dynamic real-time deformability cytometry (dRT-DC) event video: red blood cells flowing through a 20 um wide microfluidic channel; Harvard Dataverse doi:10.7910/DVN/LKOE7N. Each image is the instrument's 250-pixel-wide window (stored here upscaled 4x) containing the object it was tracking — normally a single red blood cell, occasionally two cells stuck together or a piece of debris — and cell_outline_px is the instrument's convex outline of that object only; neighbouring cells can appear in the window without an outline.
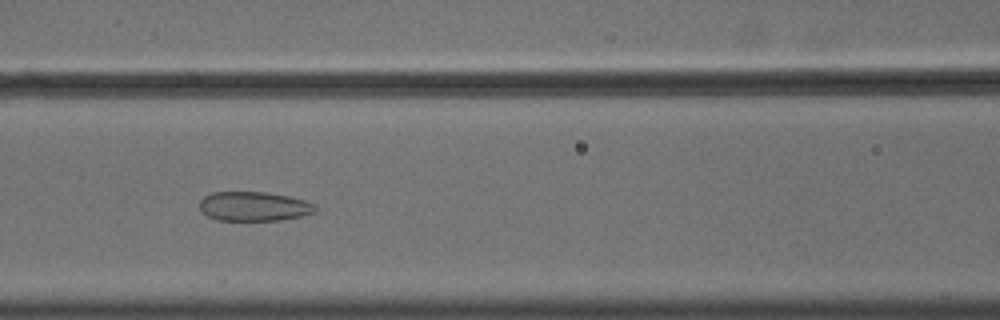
{"species": "common noctule bat (a hibernating species)", "species_latin": "Nyctalus noctula", "temperature_condition": "cold", "stored_images_in_passage": 55, "camera_frame_rate_fps": 3000, "um_per_image_px": 0.085, "animal": {"sex": "male", "body_mass_g": 18.8}, "frame": {"image": 1, "passage_image": 25, "time_ms": 8.0, "image_size_px": [1000, 320], "cell_outline_px": [[316, 208], [312, 212], [300, 216], [280, 220], [216, 220], [208, 216], [200, 208], [200, 200], [204, 196], [212, 192], [264, 192], [288, 196], [304, 200], [316, 204]], "centroid_in_image_um": [21.56, 17.53], "position_along_channel_um": 145.0, "area_um2": 19.59}}
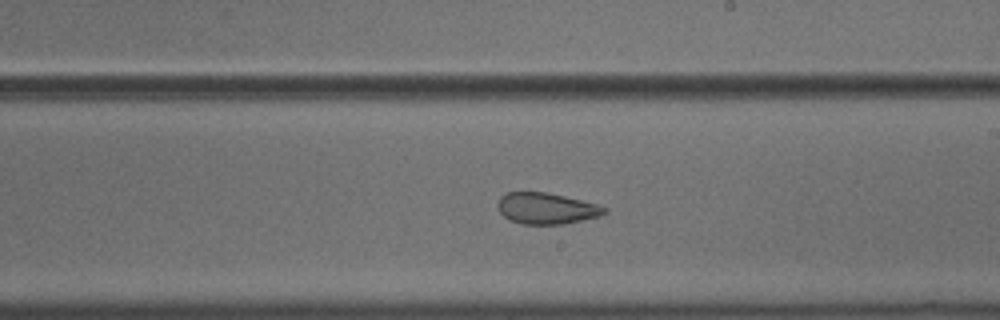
{"frame": {"image": 2, "passage_image": 33, "time_ms": 10.667, "image_size_px": [1000, 320], "cell_outline_px": [[608, 212], [600, 216], [564, 224], [520, 224], [504, 216], [500, 212], [496, 204], [500, 196], [508, 192], [544, 192], [564, 196], [596, 204], [608, 208]], "centroid_in_image_um": [46.44, 17.71], "position_along_channel_um": 242.6, "area_um2": 19.36}}
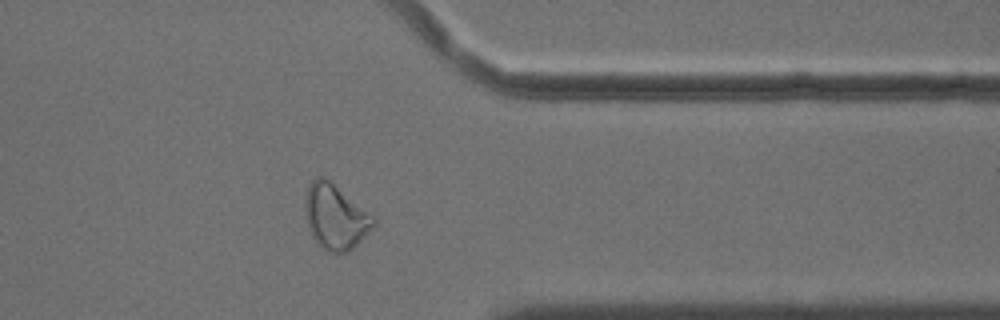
{"frame": {"image": 3, "passage_image": 45, "time_ms": 14.667, "image_size_px": [1000, 320], "cell_outline_px": [[376, 224], [348, 252], [328, 252], [316, 244], [308, 228], [304, 208], [304, 204], [308, 184], [316, 176], [324, 176], [376, 216]], "centroid_in_image_um": [28.5, 18.41], "position_along_channel_um": 382.9, "area_um2": 26.18}, "authors_computed_cell_mechanics": {"area_um2": 26.299, "velocity_mm_per_s": 3.6629, "shape_relaxation_time_tau1_ms": null, "shape_relaxation_time_tau2_ms": 2.2329, "deformation_change_tau1": null, "deformation_change_tau2": 0.0906}}